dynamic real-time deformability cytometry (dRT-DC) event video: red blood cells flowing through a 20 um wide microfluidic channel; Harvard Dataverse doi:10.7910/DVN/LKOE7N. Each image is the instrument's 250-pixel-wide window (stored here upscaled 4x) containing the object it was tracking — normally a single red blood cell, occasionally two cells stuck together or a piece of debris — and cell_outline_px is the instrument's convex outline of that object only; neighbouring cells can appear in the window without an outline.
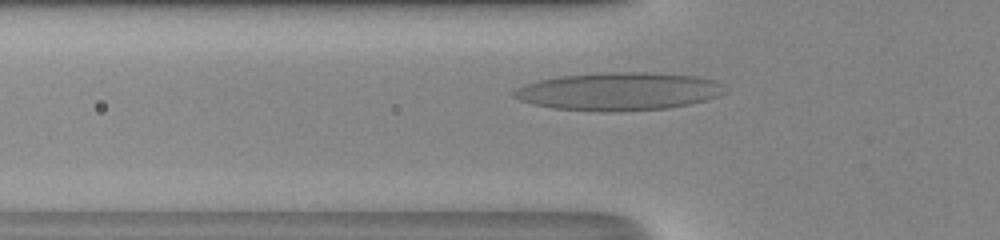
{"species": "human", "species_latin": "Homo sapiens", "temperature_condition": "room temperature", "stored_images_in_passage": 35, "camera_frame_rate_fps": 3000, "um_per_image_px": 0.085, "donor": {"sex": "male"}, "frame": {"image": 1, "passage_image": 10, "time_ms": 3.0, "image_size_px": [1000, 240], "cell_outline_px": [[728, 92], [720, 96], [688, 104], [668, 108], [620, 112], [600, 112], [556, 108], [536, 104], [520, 100], [512, 96], [512, 92], [516, 88], [524, 84], [540, 80], [560, 76], [608, 72], [648, 72], [696, 76], [716, 80]], "centroid_in_image_um": [52.62, 7.77], "position_along_channel_um": 73.2, "area_um2": 46.76}}
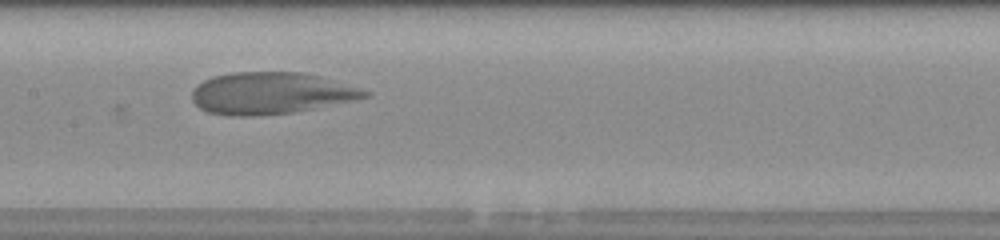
{"frame": {"image": 2, "passage_image": 18, "time_ms": 5.667, "image_size_px": [1000, 240], "cell_outline_px": [[372, 96], [356, 100], [296, 112], [256, 116], [232, 116], [208, 112], [200, 108], [192, 100], [192, 88], [196, 84], [212, 76], [232, 72], [304, 72], [320, 76], [360, 88], [372, 92]], "centroid_in_image_um": [23.03, 7.92], "position_along_channel_um": 184.4, "area_um2": 42.54}}
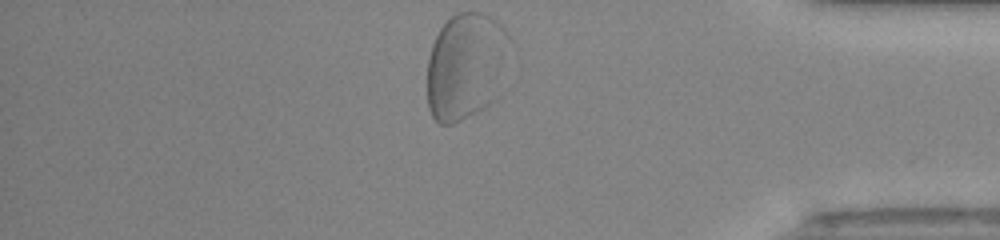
{"frame": {"image": 3, "passage_image": 35, "time_ms": 11.333, "image_size_px": [1000, 240], "cell_outline_px": [[508, 36], [500, 96], [496, 100], [484, 108], [452, 124], [440, 124], [432, 116], [428, 108], [428, 56], [432, 44], [440, 28], [456, 12], [480, 12], [496, 20], [504, 28]], "centroid_in_image_um": [39.58, 5.64], "position_along_channel_um": 395.6, "area_um2": 51.33}, "authors_computed_cell_mechanics": {"area_um2": 43.5812, "velocity_mm_per_s": 4.198, "shape_relaxation_time_tau1_ms": 5.6778, "shape_relaxation_time_tau2_ms": null, "deformation_change_tau1": 0.2432, "deformation_change_tau2": null}}